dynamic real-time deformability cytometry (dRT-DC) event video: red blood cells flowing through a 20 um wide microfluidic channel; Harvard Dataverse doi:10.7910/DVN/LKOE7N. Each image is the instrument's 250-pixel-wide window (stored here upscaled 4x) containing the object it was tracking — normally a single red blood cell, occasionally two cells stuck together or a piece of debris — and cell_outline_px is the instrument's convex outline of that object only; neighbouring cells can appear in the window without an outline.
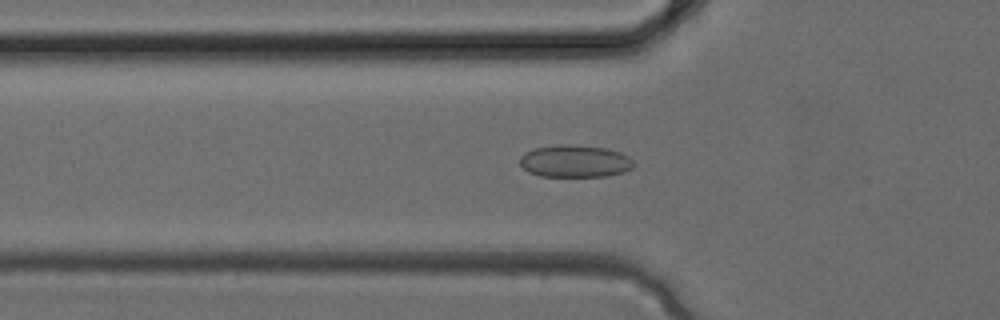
{"species": "common noctule bat (a hibernating species)", "species_latin": "Nyctalus noctula", "temperature_condition": "cold", "stored_images_in_passage": 34, "camera_frame_rate_fps": 3000, "um_per_image_px": 0.085, "animal": {"sex": "female", "body_mass_g": 24.6, "forearm_length_mm": 56.2}, "frame": {"image": 1, "passage_image": 11, "time_ms": 3.333, "image_size_px": [1000, 320], "cell_outline_px": [[632, 168], [624, 172], [608, 176], [540, 176], [528, 172], [520, 164], [520, 156], [524, 152], [536, 148], [560, 144], [572, 144], [608, 148], [620, 152], [628, 156], [632, 160]], "centroid_in_image_um": [48.86, 13.69], "position_along_channel_um": 76.9, "area_um2": 21.5}}
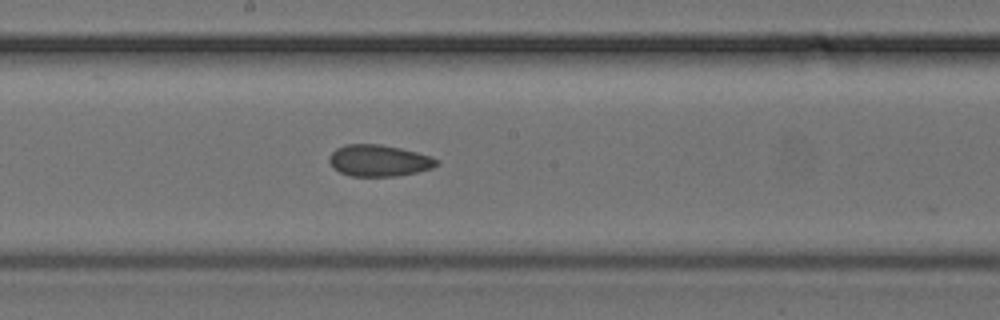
{"frame": {"image": 2, "passage_image": 18, "time_ms": 5.667, "image_size_px": [1000, 320], "cell_outline_px": [[440, 164], [432, 168], [416, 172], [396, 176], [352, 176], [340, 172], [332, 168], [328, 160], [328, 156], [336, 148], [344, 144], [380, 144], [400, 148], [432, 156], [440, 160]], "centroid_in_image_um": [32.2, 13.64], "position_along_channel_um": 216.0, "area_um2": 19.94}}
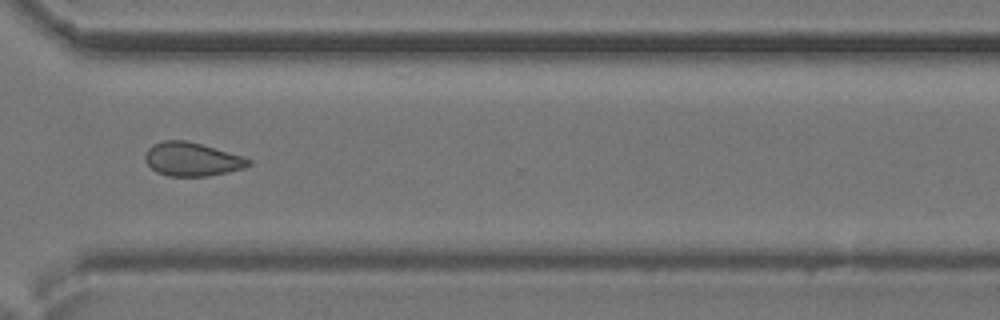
{"frame": {"image": 3, "passage_image": 25, "time_ms": 8.0, "image_size_px": [1000, 320], "cell_outline_px": [[252, 164], [244, 168], [208, 176], [168, 176], [156, 172], [144, 160], [144, 152], [152, 144], [164, 140], [184, 140], [200, 144], [240, 156], [252, 160]], "centroid_in_image_um": [16.26, 13.54], "position_along_channel_um": 354.3, "area_um2": 20.11}}